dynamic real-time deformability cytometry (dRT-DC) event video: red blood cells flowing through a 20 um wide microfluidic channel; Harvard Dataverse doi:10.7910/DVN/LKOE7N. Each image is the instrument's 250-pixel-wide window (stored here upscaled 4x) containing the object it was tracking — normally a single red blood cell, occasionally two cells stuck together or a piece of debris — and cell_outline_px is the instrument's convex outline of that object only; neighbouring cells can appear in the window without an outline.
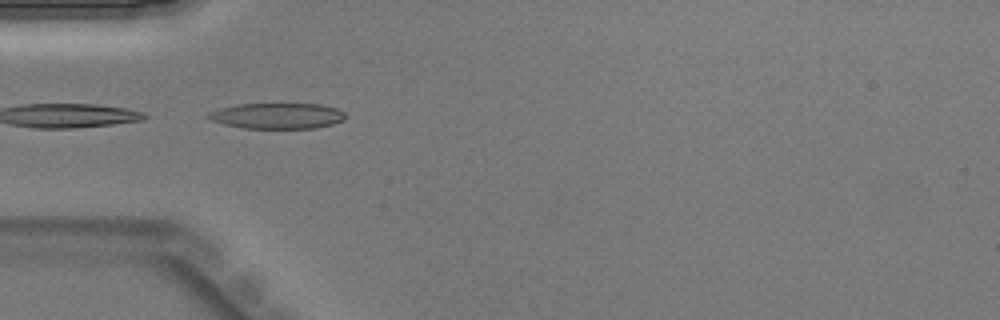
{"species": "Egyptian fruit bat (a non-hibernating species)", "species_latin": "Rousettus aegyptiacus", "temperature_condition": "warm", "stored_images_in_passage": 20, "camera_frame_rate_fps": 3000, "um_per_image_px": 0.085, "animal": {"sex": "male"}, "frame": {"image": 1, "passage_image": 1, "time_ms": 0.0, "image_size_px": [1000, 320], "cell_outline_px": [[344, 120], [332, 124], [316, 128], [244, 128], [224, 124], [212, 120], [208, 116], [208, 112], [220, 108], [236, 104], [320, 104], [336, 108], [344, 112]], "centroid_in_image_um": [23.58, 9.84], "position_along_channel_um": 61.4, "area_um2": 20.4}}
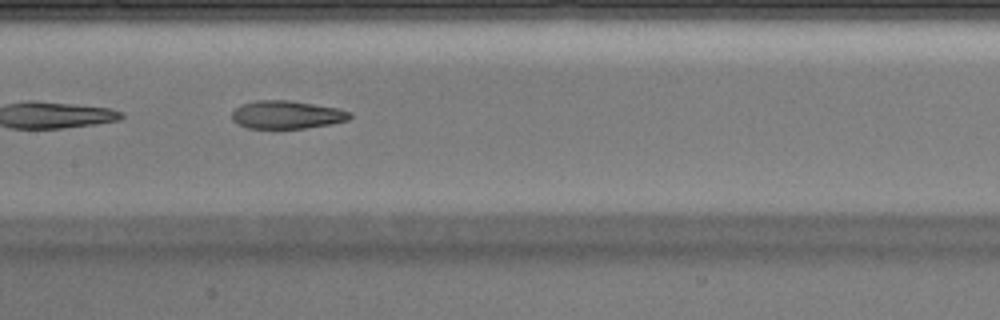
{"frame": {"image": 2, "passage_image": 9, "time_ms": 2.667, "image_size_px": [1000, 320], "cell_outline_px": [[352, 116], [348, 120], [328, 124], [304, 128], [248, 128], [236, 124], [232, 120], [232, 112], [240, 104], [256, 100], [288, 100], [336, 108], [352, 112]], "centroid_in_image_um": [24.33, 9.75], "position_along_channel_um": 183.1, "area_um2": 19.19}}